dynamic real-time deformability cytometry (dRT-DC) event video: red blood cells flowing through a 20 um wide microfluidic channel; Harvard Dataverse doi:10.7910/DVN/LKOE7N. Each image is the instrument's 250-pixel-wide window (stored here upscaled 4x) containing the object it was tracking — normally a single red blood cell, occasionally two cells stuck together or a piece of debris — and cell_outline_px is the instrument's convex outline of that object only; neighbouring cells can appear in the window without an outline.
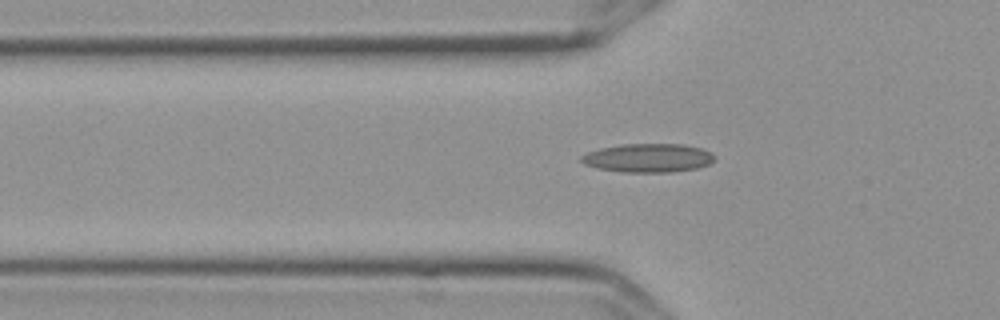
{"species": "Egyptian fruit bat (a non-hibernating species)", "species_latin": "Rousettus aegyptiacus", "temperature_condition": "cold", "stored_images_in_passage": 52, "camera_frame_rate_fps": 3000, "um_per_image_px": 0.085, "frame": {"image": 1, "passage_image": 16, "time_ms": 5.0, "image_size_px": [1000, 320], "cell_outline_px": [[716, 156], [708, 164], [696, 168], [668, 172], [624, 172], [596, 168], [584, 164], [580, 160], [580, 156], [588, 152], [600, 148], [620, 144], [684, 144], [700, 148], [712, 152]], "centroid_in_image_um": [55.06, 13.42], "position_along_channel_um": 70.7, "area_um2": 22.25}}
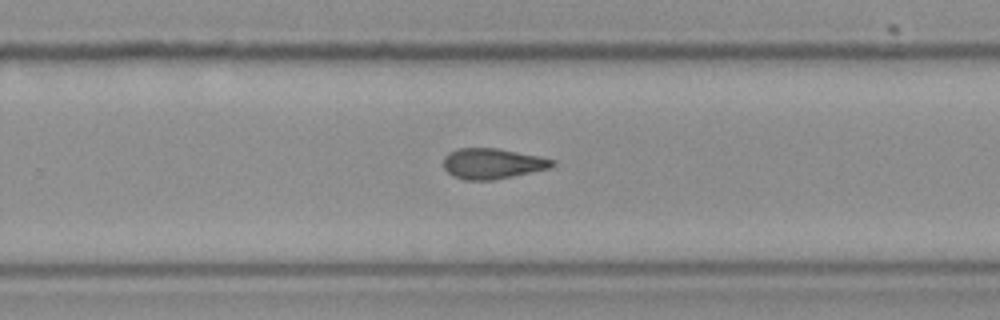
{"frame": {"image": 2, "passage_image": 34, "time_ms": 11.0, "image_size_px": [1000, 320], "cell_outline_px": [[556, 164], [552, 168], [492, 180], [464, 180], [452, 176], [444, 168], [444, 156], [448, 152], [460, 148], [496, 148], [556, 160]], "centroid_in_image_um": [41.84, 13.91], "position_along_channel_um": 288.0, "area_um2": 19.31}}
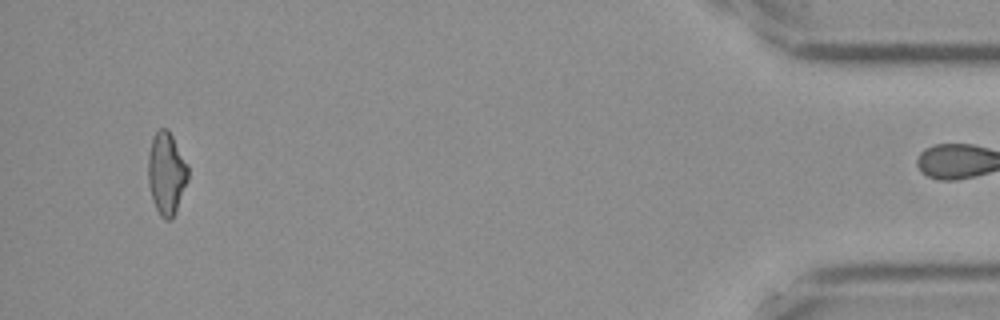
{"frame": {"image": 3, "passage_image": 51, "time_ms": 16.667, "image_size_px": [1000, 320], "cell_outline_px": [[188, 180], [172, 220], [164, 220], [160, 216], [152, 200], [148, 180], [148, 156], [152, 140], [156, 132], [160, 128], [168, 128], [188, 164]], "centroid_in_image_um": [14.15, 14.74], "position_along_channel_um": 421.0, "area_um2": 19.19}}